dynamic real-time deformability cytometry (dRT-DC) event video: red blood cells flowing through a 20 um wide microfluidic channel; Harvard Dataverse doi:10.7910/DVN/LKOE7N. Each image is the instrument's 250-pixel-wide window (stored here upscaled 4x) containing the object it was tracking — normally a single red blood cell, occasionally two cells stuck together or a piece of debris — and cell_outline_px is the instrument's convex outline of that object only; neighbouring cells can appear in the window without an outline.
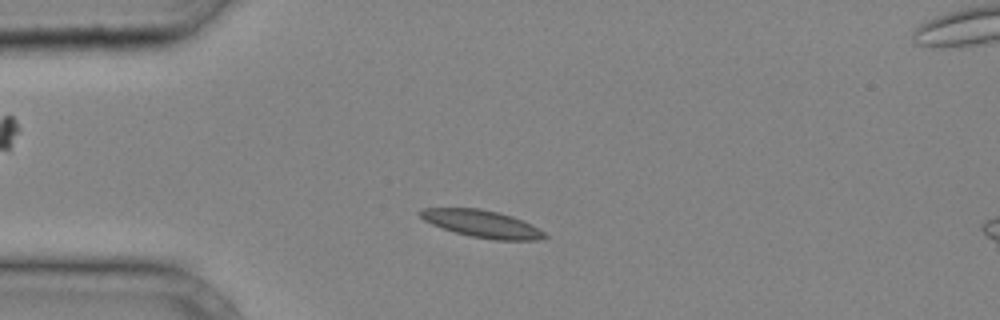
{"species": "common noctule bat (a hibernating species)", "species_latin": "Nyctalus noctula", "temperature_condition": "cold", "stored_images_in_passage": 34, "camera_frame_rate_fps": 3000, "um_per_image_px": 0.085, "animal": {"sex": "male", "body_mass_g": 20.4}, "frame": {"image": 1, "passage_image": 6, "time_ms": 1.667, "image_size_px": [1000, 320], "cell_outline_px": [[548, 236], [536, 240], [496, 240], [472, 236], [440, 228], [424, 220], [416, 212], [420, 208], [480, 208], [512, 216], [524, 220], [532, 224], [544, 232]], "centroid_in_image_um": [40.94, 19.01], "position_along_channel_um": 44.1, "area_um2": 19.77}}
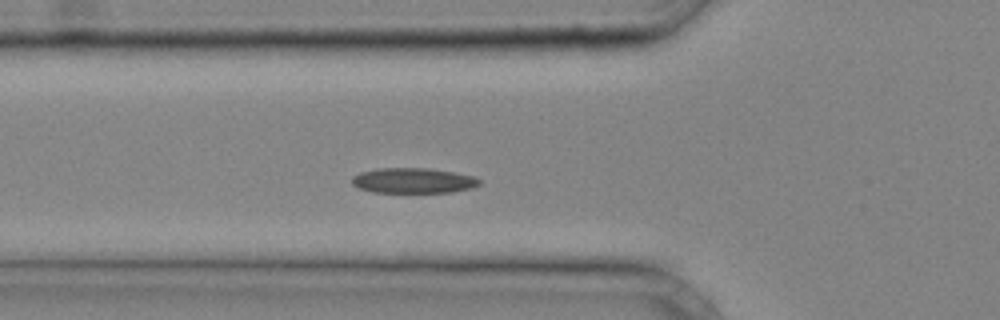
{"frame": {"image": 2, "passage_image": 10, "time_ms": 3.0, "image_size_px": [1000, 320], "cell_outline_px": [[480, 184], [472, 188], [452, 192], [372, 192], [356, 188], [352, 184], [352, 176], [360, 172], [380, 168], [428, 168], [452, 172], [472, 176], [480, 180]], "centroid_in_image_um": [35.08, 15.35], "position_along_channel_um": 90.7, "area_um2": 18.73}}
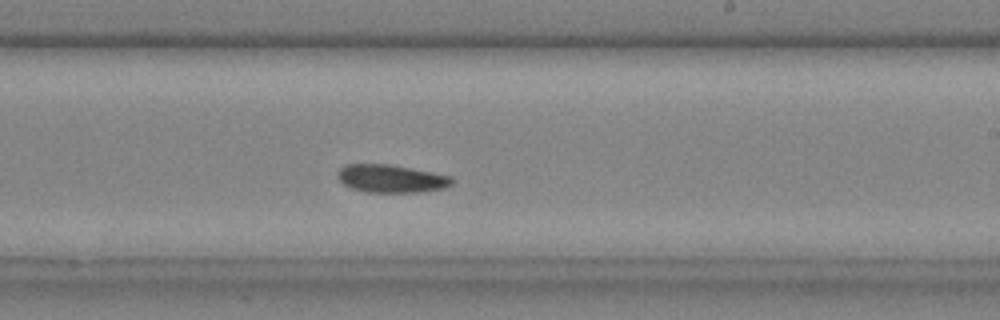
{"frame": {"image": 3, "passage_image": 20, "time_ms": 6.333, "image_size_px": [1000, 320], "cell_outline_px": [[452, 184], [444, 188], [420, 192], [368, 192], [352, 188], [344, 184], [336, 176], [336, 172], [340, 168], [348, 164], [388, 164], [452, 176]], "centroid_in_image_um": [33.23, 15.18], "position_along_channel_um": 255.8, "area_um2": 18.44}}